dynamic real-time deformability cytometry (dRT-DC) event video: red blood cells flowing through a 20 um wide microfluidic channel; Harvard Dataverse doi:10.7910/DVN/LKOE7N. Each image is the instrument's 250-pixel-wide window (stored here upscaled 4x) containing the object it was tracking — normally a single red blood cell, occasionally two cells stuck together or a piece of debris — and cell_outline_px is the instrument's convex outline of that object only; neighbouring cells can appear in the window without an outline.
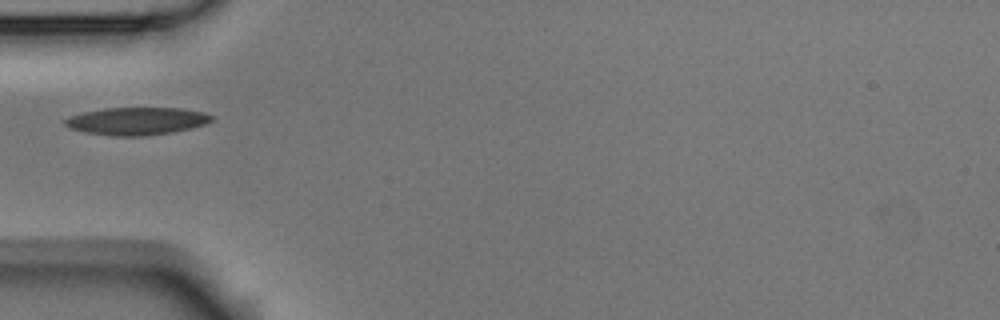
{"species": "Egyptian fruit bat (a non-hibernating species)", "species_latin": "Rousettus aegyptiacus", "temperature_condition": "room temperature", "stored_images_in_passage": 37, "camera_frame_rate_fps": 3000, "um_per_image_px": 0.085, "animal": {"sex": "male"}, "frame": {"image": 1, "passage_image": 1, "time_ms": 0.0, "image_size_px": [1000, 320], "cell_outline_px": [[212, 120], [204, 124], [172, 132], [144, 136], [112, 136], [88, 132], [68, 128], [64, 124], [64, 120], [72, 116], [84, 112], [104, 108], [180, 108], [204, 112], [212, 116]], "centroid_in_image_um": [11.6, 10.29], "position_along_channel_um": 73.4, "area_um2": 23.29}}
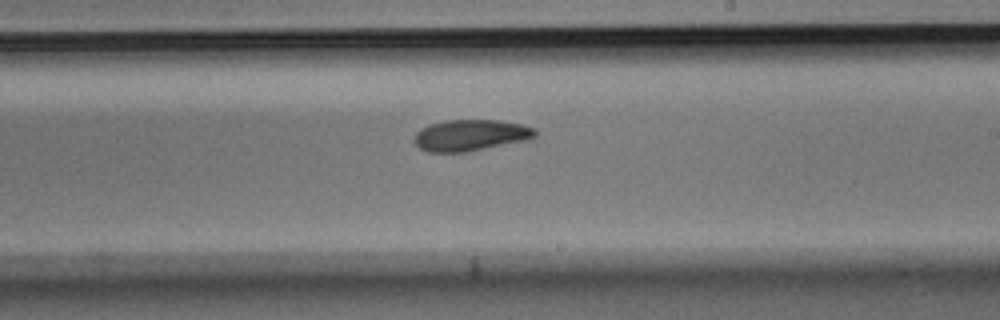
{"frame": {"image": 2, "passage_image": 15, "time_ms": 4.667, "image_size_px": [1000, 320], "cell_outline_px": [[536, 136], [532, 140], [464, 152], [428, 152], [420, 148], [412, 140], [416, 132], [420, 128], [444, 120], [500, 120], [520, 124], [536, 128]], "centroid_in_image_um": [40.03, 11.5], "position_along_channel_um": 249.0, "area_um2": 22.31}}
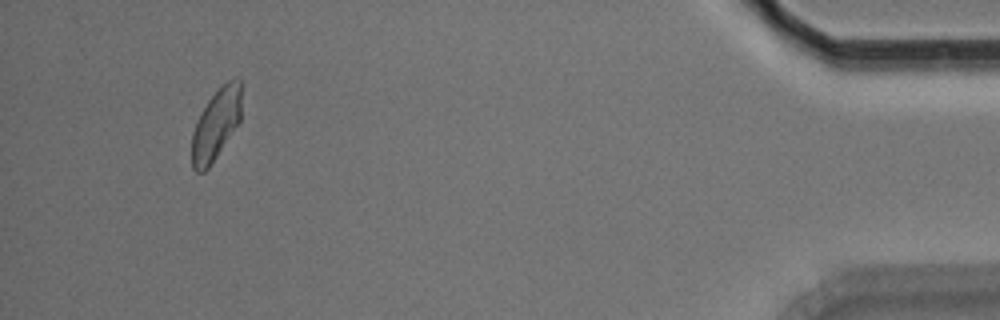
{"frame": {"image": 3, "passage_image": 34, "time_ms": 11.0, "image_size_px": [1000, 320], "cell_outline_px": [[240, 120], [208, 168], [204, 172], [196, 172], [192, 168], [192, 132], [208, 100], [228, 80], [236, 76], [240, 76]], "centroid_in_image_um": [18.35, 10.57], "position_along_channel_um": 416.8, "area_um2": 19.94}}